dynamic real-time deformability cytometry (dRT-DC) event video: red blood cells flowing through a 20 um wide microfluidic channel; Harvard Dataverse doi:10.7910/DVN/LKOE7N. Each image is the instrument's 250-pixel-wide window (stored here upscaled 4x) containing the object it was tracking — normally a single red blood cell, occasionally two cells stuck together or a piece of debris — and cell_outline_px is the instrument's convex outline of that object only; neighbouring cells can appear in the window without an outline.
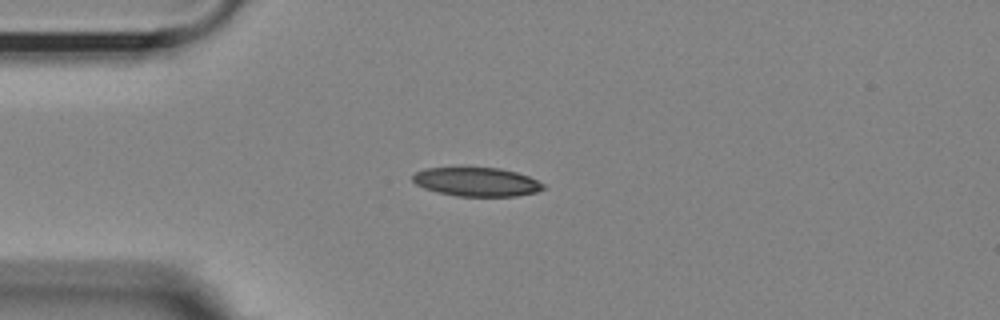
{"species": "Egyptian fruit bat (a non-hibernating species)", "species_latin": "Rousettus aegyptiacus", "temperature_condition": "room temperature", "stored_images_in_passage": 42, "camera_frame_rate_fps": 3000, "um_per_image_px": 0.085, "animal": {"sex": "female"}, "frame": {"image": 1, "passage_image": 1, "time_ms": 0.0, "image_size_px": [1000, 320], "cell_outline_px": [[544, 188], [536, 192], [516, 196], [456, 196], [424, 188], [416, 184], [412, 180], [412, 176], [416, 172], [424, 168], [500, 168], [516, 172], [528, 176], [544, 184]], "centroid_in_image_um": [40.51, 15.46], "position_along_channel_um": 44.5, "area_um2": 21.73}}
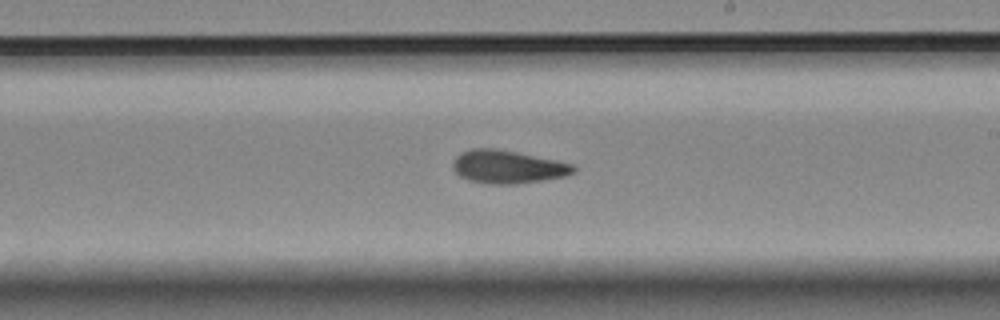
{"frame": {"image": 2, "passage_image": 19, "time_ms": 6.0, "image_size_px": [1000, 320], "cell_outline_px": [[576, 172], [564, 176], [544, 180], [516, 184], [488, 184], [468, 180], [460, 176], [452, 168], [452, 164], [456, 156], [460, 152], [472, 148], [496, 148], [556, 160], [572, 164], [576, 168]], "centroid_in_image_um": [43.13, 14.18], "position_along_channel_um": 245.9, "area_um2": 23.35}}
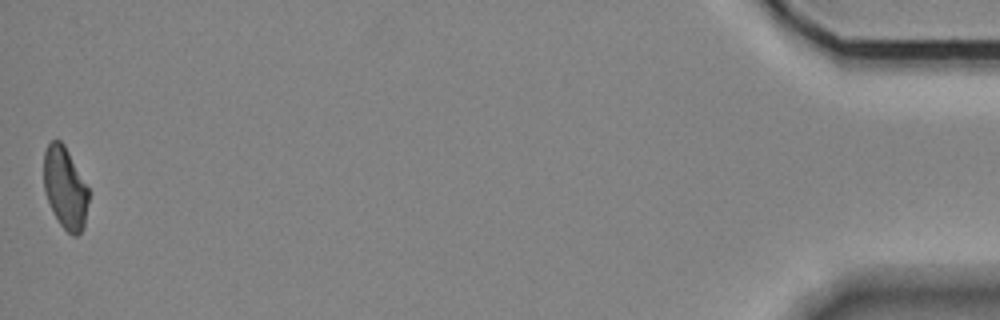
{"frame": {"image": 3, "passage_image": 42, "time_ms": 13.667, "image_size_px": [1000, 320], "cell_outline_px": [[88, 200], [84, 228], [76, 236], [72, 236], [60, 224], [44, 192], [44, 152], [48, 144], [52, 140], [60, 140], [64, 144], [88, 188]], "centroid_in_image_um": [5.53, 15.97], "position_along_channel_um": 429.7, "area_um2": 21.04}, "authors_computed_cell_mechanics": {"area_um2": 22.7443, "velocity_mm_per_s": 3.6182, "shape_relaxation_time_tau1_ms": 5.0348, "shape_relaxation_time_tau2_ms": 3.4878, "deformation_change_tau1": 0.1211, "deformation_change_tau2": 0.1029}}